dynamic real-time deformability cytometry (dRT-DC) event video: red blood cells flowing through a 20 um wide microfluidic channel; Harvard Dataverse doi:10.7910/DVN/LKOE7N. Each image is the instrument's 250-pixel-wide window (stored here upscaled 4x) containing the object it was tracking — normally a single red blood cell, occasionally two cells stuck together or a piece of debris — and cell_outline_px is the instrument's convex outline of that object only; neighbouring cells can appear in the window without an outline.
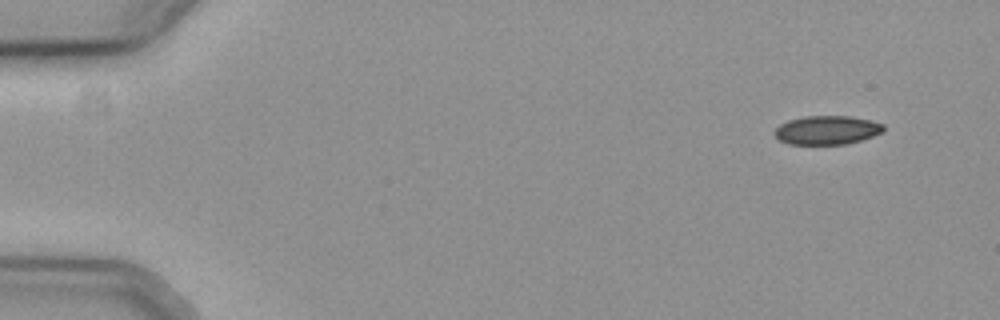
{"species": "common noctule bat (a hibernating species)", "species_latin": "Nyctalus noctula", "temperature_condition": "cold", "stored_images_in_passage": 53, "camera_frame_rate_fps": 3000, "um_per_image_px": 0.085, "animal": {"sex": "female", "body_mass_g": 19.3, "forearm_length_mm": 54.1}, "frame": {"image": 1, "passage_image": 1, "time_ms": 0.0, "image_size_px": [1000, 320], "cell_outline_px": [[884, 128], [880, 132], [872, 136], [860, 140], [844, 144], [788, 144], [780, 140], [772, 132], [780, 124], [788, 120], [804, 116], [852, 116], [884, 124]], "centroid_in_image_um": [70.25, 11.05], "position_along_channel_um": 14.8, "area_um2": 18.15}}
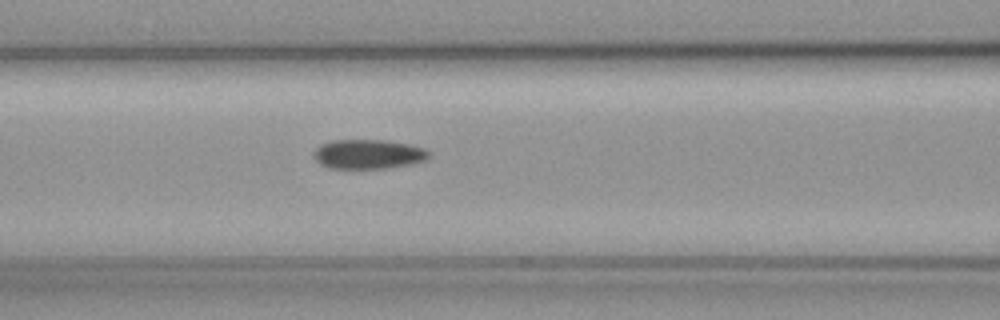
{"frame": {"image": 2, "passage_image": 21, "time_ms": 6.667, "image_size_px": [1000, 320], "cell_outline_px": [[432, 156], [424, 160], [412, 164], [384, 168], [328, 168], [320, 164], [316, 160], [312, 152], [320, 144], [332, 140], [388, 140], [412, 144], [424, 148]], "centroid_in_image_um": [31.3, 13.09], "position_along_channel_um": 135.3, "area_um2": 19.94}}
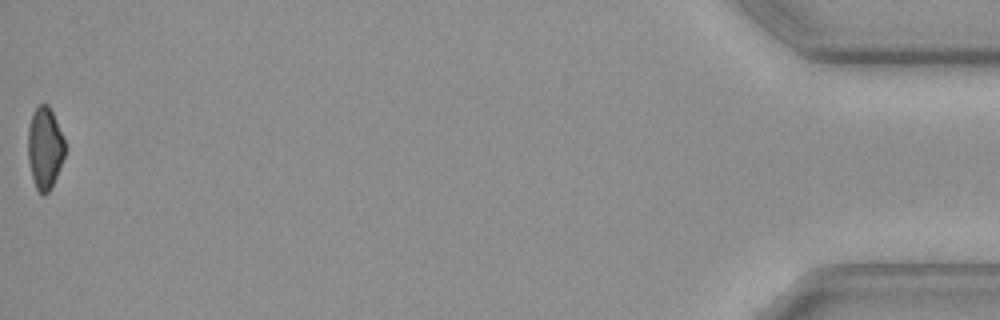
{"frame": {"image": 3, "passage_image": 53, "time_ms": 17.333, "image_size_px": [1000, 320], "cell_outline_px": [[64, 156], [56, 176], [48, 192], [44, 196], [36, 188], [32, 176], [28, 160], [28, 128], [32, 112], [40, 104], [48, 104], [56, 120], [64, 140]], "centroid_in_image_um": [3.79, 12.56], "position_along_channel_um": 431.4, "area_um2": 17.34}, "authors_computed_cell_mechanics": {"area_um2": 19.5942, "velocity_mm_per_s": 3.7224, "shape_relaxation_time_tau1_ms": 5.0559, "shape_relaxation_time_tau2_ms": null, "deformation_change_tau1": 0.0984, "deformation_change_tau2": null}}